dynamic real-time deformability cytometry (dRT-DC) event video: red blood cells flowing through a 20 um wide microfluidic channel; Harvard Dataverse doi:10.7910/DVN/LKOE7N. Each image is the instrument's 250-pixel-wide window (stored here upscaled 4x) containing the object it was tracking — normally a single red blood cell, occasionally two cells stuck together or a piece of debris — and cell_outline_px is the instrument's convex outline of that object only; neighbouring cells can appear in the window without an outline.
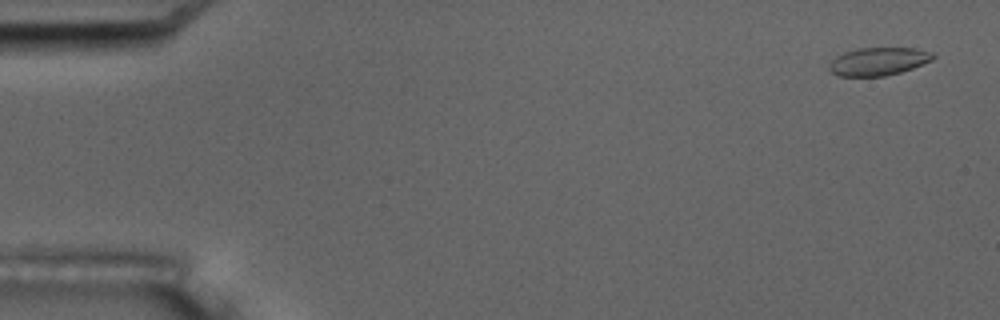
{"species": "common noctule bat (a hibernating species)", "species_latin": "Nyctalus noctula", "temperature_condition": "room temperature", "stored_images_in_passage": 4, "camera_frame_rate_fps": 3000, "um_per_image_px": 0.085, "animal": {"sex": "male", "body_mass_g": 17.5, "forearm_length_mm": 52.3}, "frame": {"image": 1, "passage_image": 1, "time_ms": 0.0, "image_size_px": [1000, 320], "cell_outline_px": [[936, 56], [932, 60], [912, 68], [900, 72], [884, 76], [836, 76], [828, 68], [828, 64], [836, 56], [844, 52], [860, 48], [916, 48], [932, 52]], "centroid_in_image_um": [74.65, 5.22], "position_along_channel_um": 10.4, "area_um2": 16.94}}